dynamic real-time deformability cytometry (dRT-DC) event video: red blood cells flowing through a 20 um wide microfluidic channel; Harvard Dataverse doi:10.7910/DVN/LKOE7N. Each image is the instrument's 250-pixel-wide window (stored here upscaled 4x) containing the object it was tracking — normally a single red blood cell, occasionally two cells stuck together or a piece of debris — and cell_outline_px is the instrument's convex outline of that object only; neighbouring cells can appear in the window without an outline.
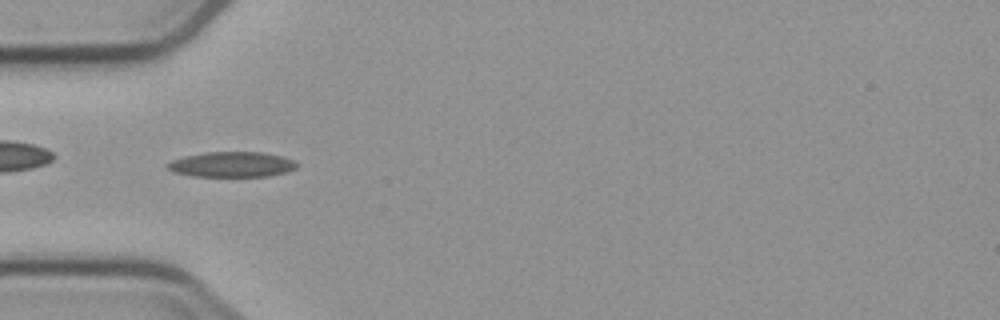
{"species": "common noctule bat (a hibernating species)", "species_latin": "Nyctalus noctula", "temperature_condition": "cold", "stored_images_in_passage": 7, "camera_frame_rate_fps": 3000, "um_per_image_px": 0.085, "animal": {"sex": "male", "body_mass_g": 23.1, "forearm_length_mm": 52.7}, "frame": {"image": 1, "passage_image": 5, "time_ms": 4.667, "image_size_px": [1000, 320], "cell_outline_px": [[300, 164], [296, 168], [284, 172], [268, 176], [192, 176], [172, 172], [164, 164], [172, 160], [184, 156], [208, 152], [264, 152], [280, 156], [292, 160]], "centroid_in_image_um": [19.67, 13.97], "position_along_channel_um": 65.3, "area_um2": 19.02}}
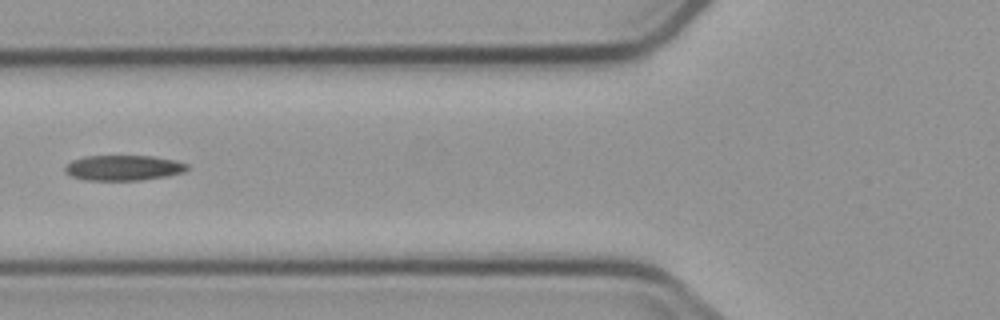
{"frame": {"image": 2, "passage_image": 6, "time_ms": 6.0, "image_size_px": [1000, 320], "cell_outline_px": [[188, 168], [184, 172], [168, 176], [140, 180], [84, 180], [72, 176], [64, 172], [64, 168], [72, 160], [84, 156], [152, 156], [176, 160], [188, 164]], "centroid_in_image_um": [10.5, 14.26], "position_along_channel_um": 115.3, "area_um2": 18.09}}
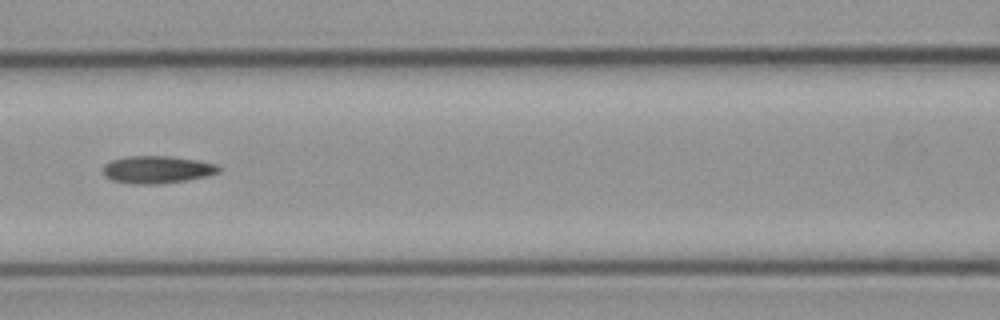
{"frame": {"image": 3, "passage_image": 7, "time_ms": 7.0, "image_size_px": [1000, 320], "cell_outline_px": [[224, 168], [220, 172], [208, 176], [188, 180], [160, 184], [132, 184], [112, 180], [104, 176], [104, 164], [112, 160], [128, 156], [168, 156], [196, 160], [216, 164]], "centroid_in_image_um": [13.4, 14.42], "position_along_channel_um": 153.2, "area_um2": 18.67}}